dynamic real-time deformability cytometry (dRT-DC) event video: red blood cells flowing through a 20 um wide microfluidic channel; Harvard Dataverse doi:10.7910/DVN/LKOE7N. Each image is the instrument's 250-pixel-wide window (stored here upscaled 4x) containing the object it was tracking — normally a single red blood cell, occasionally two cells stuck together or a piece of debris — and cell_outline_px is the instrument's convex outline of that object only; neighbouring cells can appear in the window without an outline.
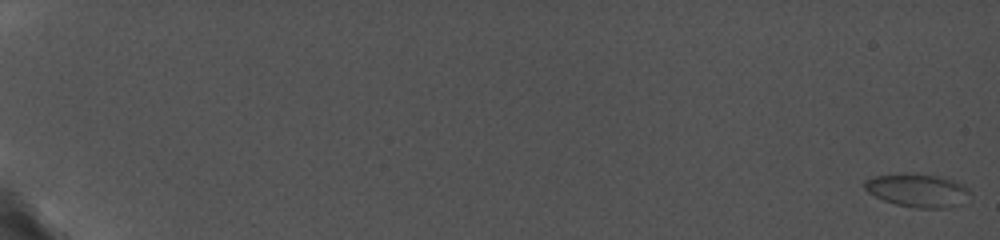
{"species": "common noctule bat (a hibernating species)", "species_latin": "Nyctalus noctula", "temperature_condition": "cold", "stored_images_in_passage": 53, "camera_frame_rate_fps": 5000, "um_per_image_px": 0.085, "animal": {"sex": "female", "body_mass_g": 19.0, "forearm_length_mm": 56.7}, "frame": {"image": 1, "passage_image": 1, "time_ms": 0.0, "image_size_px": [1000, 240], "cell_outline_px": [[972, 196], [960, 204], [944, 208], [912, 208], [896, 204], [884, 200], [868, 192], [864, 188], [864, 180], [876, 176], [904, 172], [912, 172], [936, 176], [956, 180], [964, 184], [968, 188]], "centroid_in_image_um": [78.02, 16.17], "position_along_channel_um": 7.0, "area_um2": 20.81}}
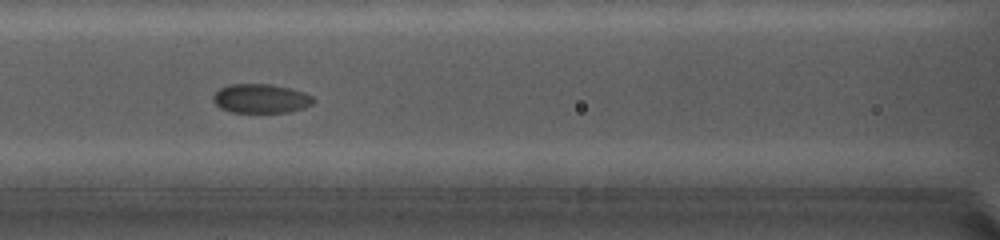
{"frame": {"image": 2, "passage_image": 33, "time_ms": 10.8, "image_size_px": [1000, 240], "cell_outline_px": [[316, 100], [312, 104], [304, 108], [288, 112], [232, 112], [220, 108], [212, 100], [212, 96], [220, 88], [228, 84], [272, 84], [304, 92], [312, 96]], "centroid_in_image_um": [22.17, 8.37], "position_along_channel_um": 144.4, "area_um2": 17.05}}
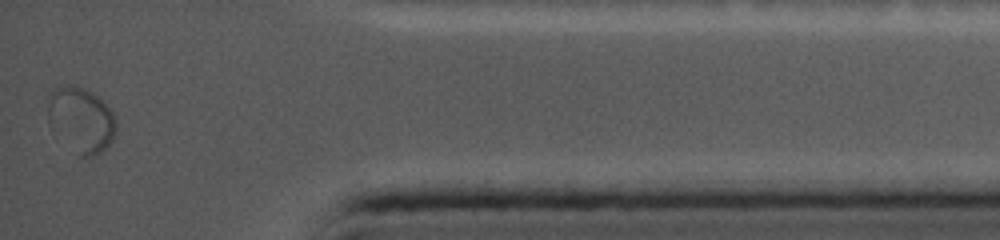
{"frame": {"image": 3, "passage_image": 53, "time_ms": 19.4, "image_size_px": [1000, 240], "cell_outline_px": [[116, 132], [112, 140], [100, 152], [92, 156], [80, 156], [48, 124], [48, 96], [56, 88], [68, 84], [84, 88], [92, 92], [112, 112], [116, 120]], "centroid_in_image_um": [6.88, 10.16], "position_along_channel_um": 428.3, "area_um2": 25.37}}